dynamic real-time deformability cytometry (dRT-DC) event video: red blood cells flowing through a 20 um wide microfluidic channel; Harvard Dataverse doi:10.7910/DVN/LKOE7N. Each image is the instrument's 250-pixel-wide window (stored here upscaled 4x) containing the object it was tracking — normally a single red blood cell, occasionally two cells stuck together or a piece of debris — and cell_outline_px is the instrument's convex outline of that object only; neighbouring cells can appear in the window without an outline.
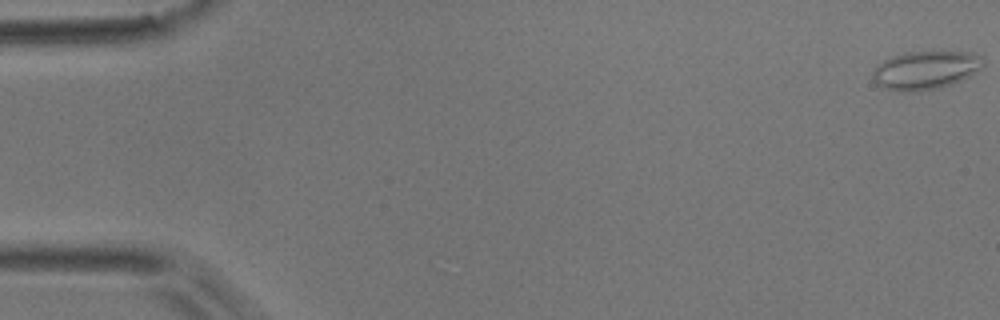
{"species": "common noctule bat (a hibernating species)", "species_latin": "Nyctalus noctula", "temperature_condition": "room temperature", "stored_images_in_passage": 51, "camera_frame_rate_fps": 3000, "um_per_image_px": 0.085, "animal": {"sex": "male", "body_mass_g": 17.9}, "frame": {"image": 1, "passage_image": 1, "time_ms": 0.0, "image_size_px": [1000, 320], "cell_outline_px": [[984, 64], [980, 68], [968, 76], [960, 80], [936, 88], [912, 92], [900, 92], [884, 88], [876, 84], [872, 76], [872, 68], [876, 64], [892, 56], [904, 52], [972, 52], [984, 56]], "centroid_in_image_um": [78.62, 5.95], "position_along_channel_um": 6.4, "area_um2": 24.74}}
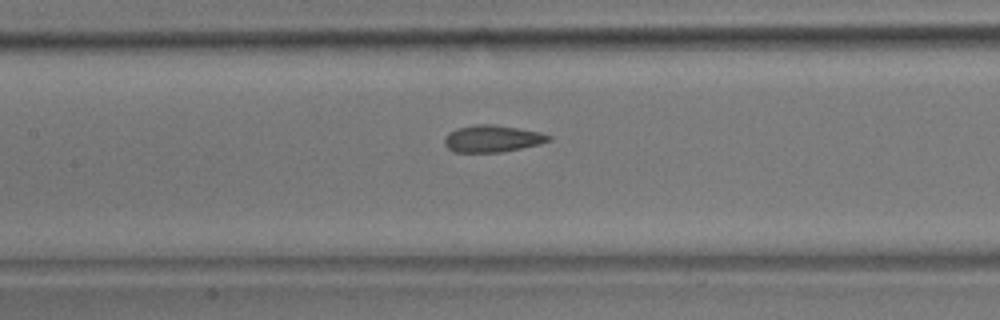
{"frame": {"image": 2, "passage_image": 24, "time_ms": 7.667, "image_size_px": [1000, 320], "cell_outline_px": [[552, 140], [540, 144], [504, 152], [452, 152], [444, 144], [444, 140], [448, 132], [456, 128], [476, 124], [496, 124], [540, 132], [552, 136]], "centroid_in_image_um": [41.85, 11.78], "position_along_channel_um": 165.5, "area_um2": 16.59}}
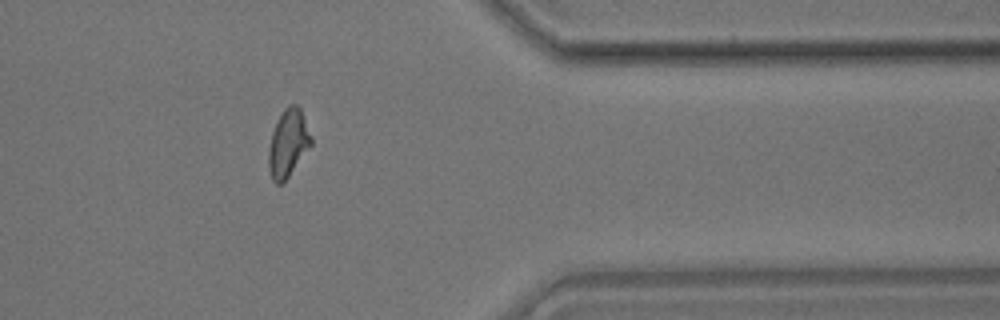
{"frame": {"image": 3, "passage_image": 42, "time_ms": 13.667, "image_size_px": [1000, 320], "cell_outline_px": [[312, 144], [288, 176], [280, 184], [276, 184], [272, 180], [268, 168], [268, 148], [272, 132], [284, 108], [288, 104], [296, 104], [300, 108], [312, 136]], "centroid_in_image_um": [24.48, 12.16], "position_along_channel_um": 386.9, "area_um2": 16.59}, "authors_computed_cell_mechanics": {"area_um2": 16.7042, "velocity_mm_per_s": 3.9653, "shape_relaxation_time_tau1_ms": null, "shape_relaxation_time_tau2_ms": 1.4091, "deformation_change_tau1": null, "deformation_change_tau2": 0.0875}}